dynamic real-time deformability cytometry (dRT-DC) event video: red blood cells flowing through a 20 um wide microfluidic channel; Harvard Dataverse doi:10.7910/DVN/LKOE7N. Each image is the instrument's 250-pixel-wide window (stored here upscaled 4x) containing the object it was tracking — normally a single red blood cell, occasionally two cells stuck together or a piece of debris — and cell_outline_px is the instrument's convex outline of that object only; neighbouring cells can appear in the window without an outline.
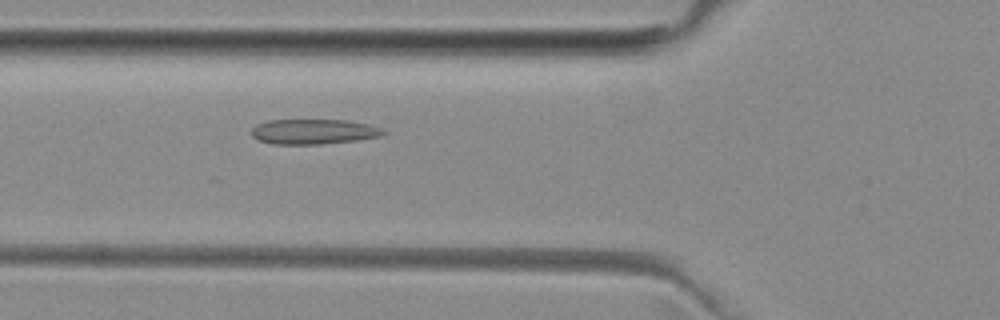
{"species": "common noctule bat (a hibernating species)", "species_latin": "Nyctalus noctula", "temperature_condition": "room temperature", "stored_images_in_passage": 36, "camera_frame_rate_fps": 3000, "um_per_image_px": 0.085, "animal": {"sex": "female", "body_mass_g": 29.2, "forearm_length_mm": 56.3}, "frame": {"image": 1, "passage_image": 7, "time_ms": 2.0, "image_size_px": [1000, 320], "cell_outline_px": [[388, 132], [380, 136], [356, 140], [320, 144], [272, 144], [260, 140], [252, 136], [252, 128], [256, 124], [268, 120], [348, 120], [368, 124], [380, 128]], "centroid_in_image_um": [26.65, 11.18], "position_along_channel_um": 99.2, "area_um2": 19.19}}
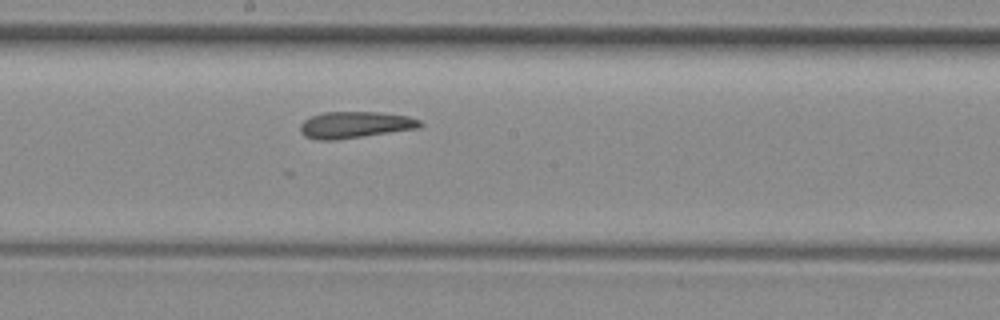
{"frame": {"image": 2, "passage_image": 16, "time_ms": 5.0, "image_size_px": [1000, 320], "cell_outline_px": [[424, 124], [420, 128], [336, 140], [316, 140], [304, 136], [300, 132], [300, 124], [304, 120], [312, 116], [324, 112], [380, 112], [408, 116], [420, 120]], "centroid_in_image_um": [30.18, 10.61], "position_along_channel_um": 218.0, "area_um2": 18.67}}
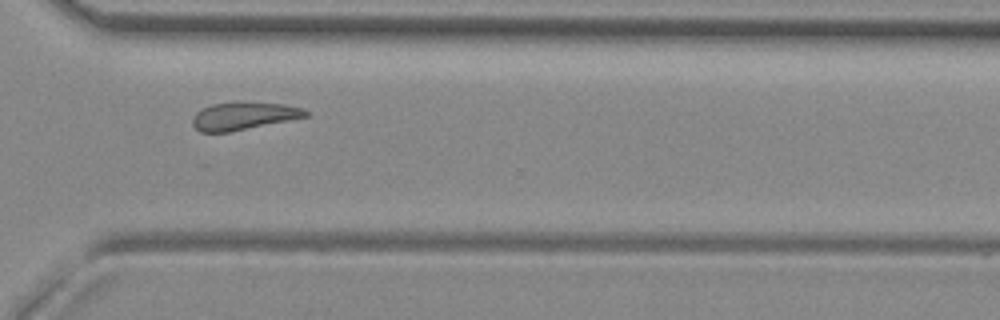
{"frame": {"image": 3, "passage_image": 26, "time_ms": 8.333, "image_size_px": [1000, 320], "cell_outline_px": [[308, 116], [228, 132], [200, 132], [192, 124], [192, 120], [196, 112], [212, 104], [236, 100], [244, 100], [284, 104], [304, 108], [308, 112]], "centroid_in_image_um": [20.7, 9.81], "position_along_channel_um": 349.9, "area_um2": 18.5}, "authors_computed_cell_mechanics": {"area_um2": 18.5538, "velocity_mm_per_s": 3.9564, "shape_relaxation_time_tau1_ms": null, "shape_relaxation_time_tau2_ms": 2.7308, "deformation_change_tau1": null, "deformation_change_tau2": 0.1093}}